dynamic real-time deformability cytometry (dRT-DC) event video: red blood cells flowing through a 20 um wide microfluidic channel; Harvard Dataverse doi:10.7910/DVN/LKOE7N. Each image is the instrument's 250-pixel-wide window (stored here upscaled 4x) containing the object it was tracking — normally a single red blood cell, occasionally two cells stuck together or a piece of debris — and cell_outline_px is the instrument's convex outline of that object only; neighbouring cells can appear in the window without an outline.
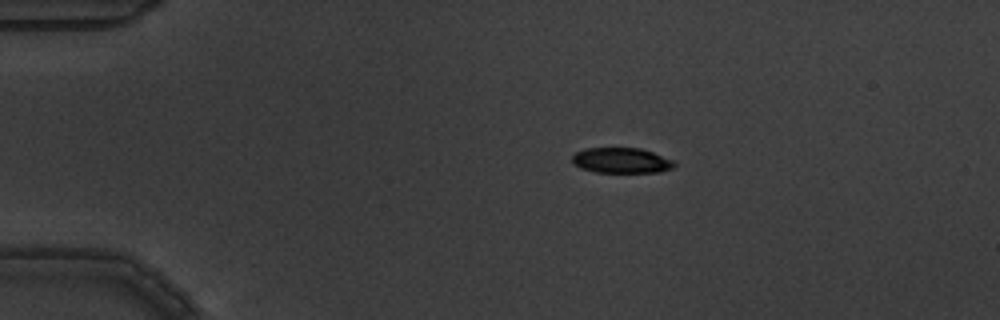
{"species": "common noctule bat (a hibernating species)", "species_latin": "Nyctalus noctula", "temperature_condition": "warm", "stored_images_in_passage": 6, "camera_frame_rate_fps": 3000, "um_per_image_px": 0.085, "animal": {"sex": "male", "body_mass_g": 19.5, "forearm_length_mm": 54.6}, "frame": {"image": 1, "passage_image": 3, "time_ms": 0.667, "image_size_px": [1000, 320], "cell_outline_px": [[676, 164], [672, 168], [660, 172], [596, 172], [580, 168], [572, 164], [572, 156], [576, 152], [584, 148], [640, 148], [652, 152], [672, 160]], "centroid_in_image_um": [52.78, 13.64], "position_along_channel_um": 32.2, "area_um2": 15.09}}